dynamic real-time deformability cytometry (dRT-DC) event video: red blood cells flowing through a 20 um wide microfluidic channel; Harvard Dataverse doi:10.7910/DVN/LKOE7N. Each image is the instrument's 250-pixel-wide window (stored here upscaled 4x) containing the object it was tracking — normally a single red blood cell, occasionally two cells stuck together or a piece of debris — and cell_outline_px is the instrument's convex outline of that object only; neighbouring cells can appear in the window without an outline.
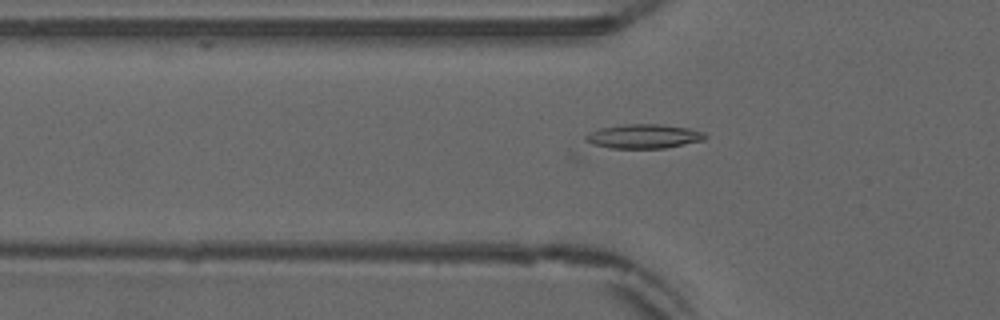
{"species": "common noctule bat (a hibernating species)", "species_latin": "Nyctalus noctula", "temperature_condition": "warm", "stored_images_in_passage": 37, "camera_frame_rate_fps": 3000, "um_per_image_px": 0.085, "animal": {"sex": "male", "forearm_length_mm": 52.5}, "frame": {"image": 1, "passage_image": 2, "time_ms": 0.333, "image_size_px": [1000, 320], "cell_outline_px": [[708, 136], [704, 140], [664, 148], [576, 164], [568, 156], [584, 136], [588, 132], [600, 128], [624, 124], [660, 124], [688, 128], [704, 132]], "centroid_in_image_um": [53.65, 11.96], "position_along_channel_um": 72.1, "area_um2": 23.52}}
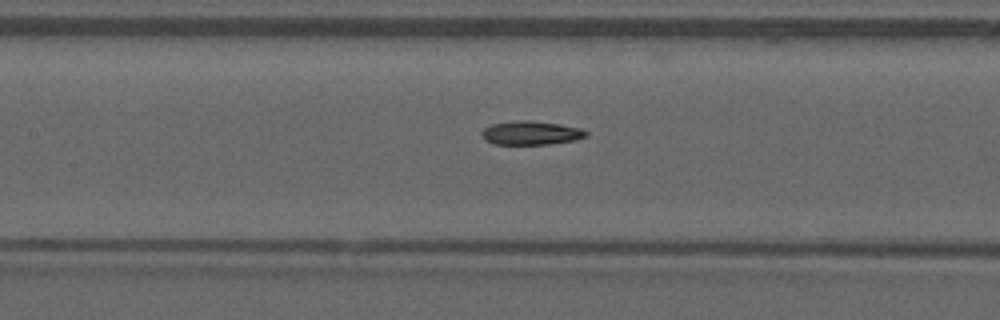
{"frame": {"image": 2, "passage_image": 9, "time_ms": 2.667, "image_size_px": [1000, 320], "cell_outline_px": [[588, 136], [572, 140], [548, 144], [492, 144], [484, 140], [480, 132], [484, 128], [492, 124], [512, 120], [524, 120], [560, 124], [580, 128], [588, 132]], "centroid_in_image_um": [45.08, 11.29], "position_along_channel_um": 162.3, "area_um2": 14.45}}
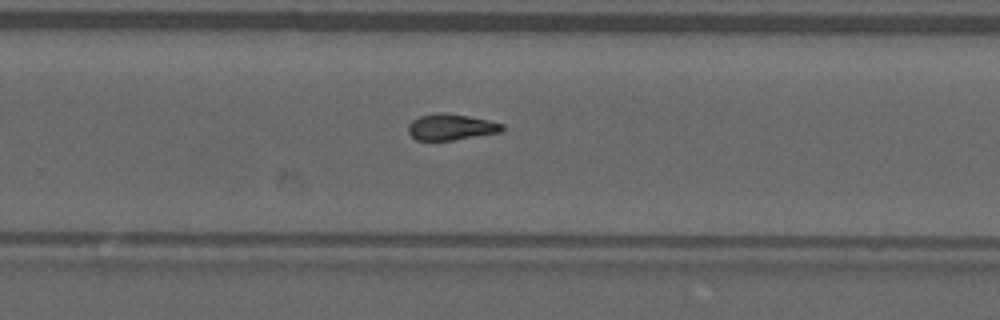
{"frame": {"image": 3, "passage_image": 19, "time_ms": 6.0, "image_size_px": [1000, 320], "cell_outline_px": [[504, 128], [500, 132], [452, 140], [416, 140], [408, 132], [408, 124], [412, 120], [420, 116], [436, 112], [440, 112], [468, 116], [488, 120], [504, 124]], "centroid_in_image_um": [38.31, 10.79], "position_along_channel_um": 291.5, "area_um2": 14.22}, "authors_computed_cell_mechanics": {"area_um2": 14.2766, "velocity_mm_per_s": 3.8895, "shape_relaxation_time_tau1_ms": null, "shape_relaxation_time_tau2_ms": 7.9557, "deformation_change_tau1": null, "deformation_change_tau2": 0.1697}}